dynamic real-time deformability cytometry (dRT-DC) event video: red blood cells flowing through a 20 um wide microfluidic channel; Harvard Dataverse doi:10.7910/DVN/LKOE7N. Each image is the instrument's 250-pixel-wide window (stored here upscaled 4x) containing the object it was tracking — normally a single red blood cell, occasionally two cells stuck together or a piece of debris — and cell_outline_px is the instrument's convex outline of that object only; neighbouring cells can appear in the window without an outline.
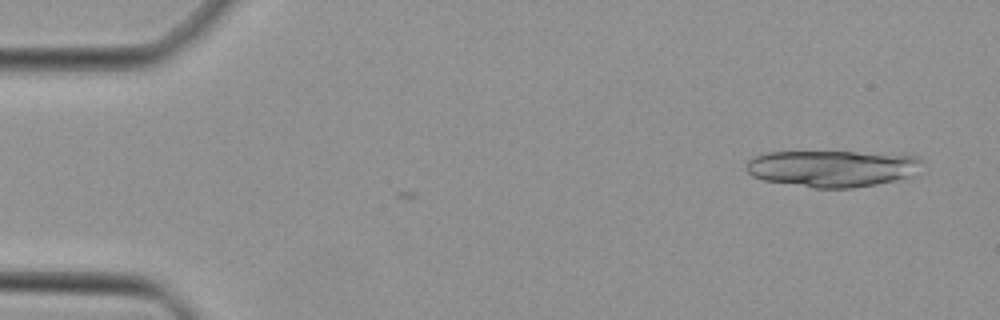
{"species": "Egyptian fruit bat (a non-hibernating species)", "species_latin": "Rousettus aegyptiacus", "temperature_condition": "cold", "stored_images_in_passage": 4, "camera_frame_rate_fps": 3000, "um_per_image_px": 0.085, "animal": {"sex": "female"}, "frame": {"image": 1, "passage_image": 2, "time_ms": 0.333, "image_size_px": [1000, 320], "cell_outline_px": [[924, 160], [908, 176], [896, 180], [876, 184], [852, 188], [812, 188], [764, 180], [752, 176], [744, 168], [748, 160], [752, 156], [768, 152], [912, 152], [920, 156]], "centroid_in_image_um": [70.78, 14.29], "position_along_channel_um": 14.2, "area_um2": 38.21}}